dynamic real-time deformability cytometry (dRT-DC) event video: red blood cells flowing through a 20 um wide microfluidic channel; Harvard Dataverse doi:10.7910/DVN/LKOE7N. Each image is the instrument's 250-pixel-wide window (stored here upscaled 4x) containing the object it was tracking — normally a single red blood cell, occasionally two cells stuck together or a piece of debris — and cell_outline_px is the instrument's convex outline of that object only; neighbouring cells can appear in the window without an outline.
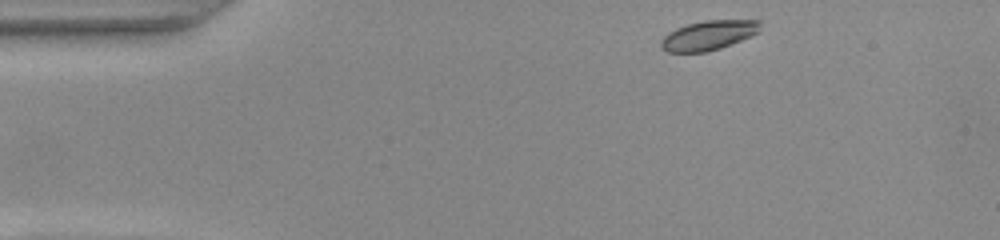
{"species": "common noctule bat (a hibernating species)", "species_latin": "Nyctalus noctula", "temperature_condition": "warm", "stored_images_in_passage": 46, "camera_frame_rate_fps": 3000, "um_per_image_px": 0.085, "animal": {"sex": "female", "body_mass_g": 22.0, "forearm_length_mm": 56.7}, "frame": {"image": 1, "passage_image": 1, "time_ms": 0.0, "image_size_px": [1000, 240], "cell_outline_px": [[760, 32], [752, 36], [720, 48], [708, 52], [668, 52], [660, 48], [660, 40], [668, 32], [676, 28], [688, 24], [704, 20], [760, 20]], "centroid_in_image_um": [60.21, 3.0], "position_along_channel_um": 24.8, "area_um2": 17.22}}
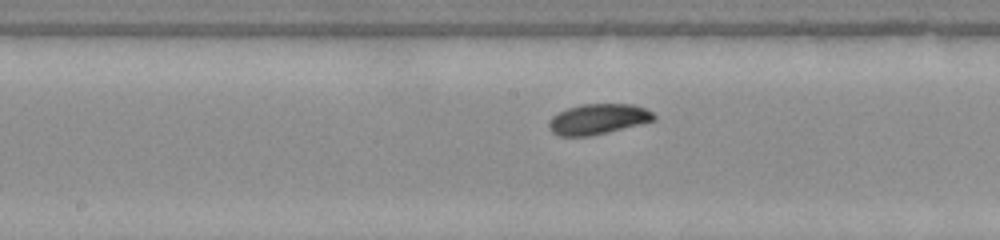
{"frame": {"image": 2, "passage_image": 20, "time_ms": 6.333, "image_size_px": [1000, 240], "cell_outline_px": [[656, 120], [592, 136], [560, 136], [552, 132], [548, 128], [548, 124], [552, 116], [568, 108], [580, 104], [632, 104], [644, 108], [652, 112], [656, 116]], "centroid_in_image_um": [50.83, 10.13], "position_along_channel_um": 197.4, "area_um2": 18.61}}
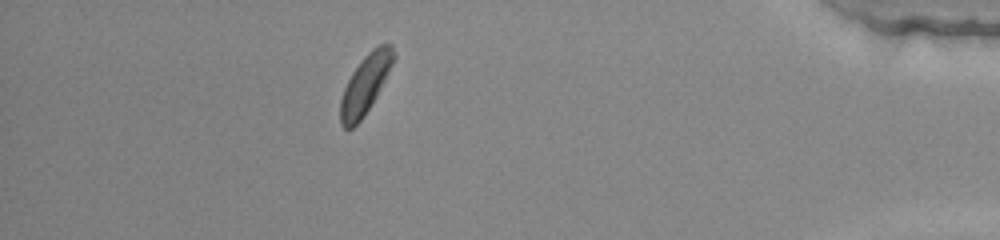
{"frame": {"image": 3, "passage_image": 40, "time_ms": 13.0, "image_size_px": [1000, 240], "cell_outline_px": [[396, 56], [376, 96], [364, 116], [352, 128], [344, 128], [340, 124], [340, 100], [344, 88], [352, 72], [364, 56], [376, 44], [392, 44]], "centroid_in_image_um": [31.04, 7.14], "position_along_channel_um": 404.2, "area_um2": 18.03}, "authors_computed_cell_mechanics": {"area_um2": 18.3804, "velocity_mm_per_s": 3.8335, "shape_relaxation_time_tau1_ms": 1.9659, "shape_relaxation_time_tau2_ms": null, "deformation_change_tau1": 0.0723, "deformation_change_tau2": null}}